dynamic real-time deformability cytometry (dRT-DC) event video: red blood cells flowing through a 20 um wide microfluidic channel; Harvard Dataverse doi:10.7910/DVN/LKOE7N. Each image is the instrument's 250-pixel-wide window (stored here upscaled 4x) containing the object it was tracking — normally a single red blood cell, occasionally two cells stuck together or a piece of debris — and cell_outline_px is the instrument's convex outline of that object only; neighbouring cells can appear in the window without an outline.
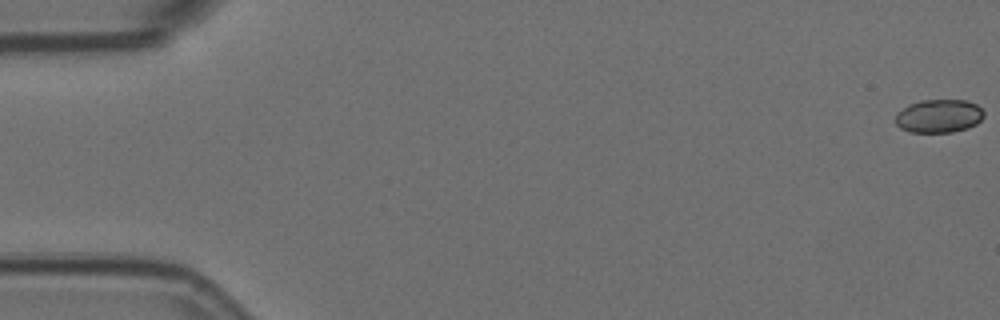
{"species": "Egyptian fruit bat (a non-hibernating species)", "species_latin": "Rousettus aegyptiacus", "temperature_condition": "room temperature", "stored_images_in_passage": 23, "camera_frame_rate_fps": 3000, "um_per_image_px": 0.085, "animal": {"sex": "female"}, "frame": {"image": 1, "passage_image": 1, "time_ms": 0.0, "image_size_px": [1000, 320], "cell_outline_px": [[984, 116], [976, 124], [968, 128], [952, 132], [912, 132], [900, 128], [896, 124], [896, 112], [920, 100], [964, 100], [976, 104], [984, 112]], "centroid_in_image_um": [79.81, 9.86], "position_along_channel_um": 5.2, "area_um2": 17.05}}
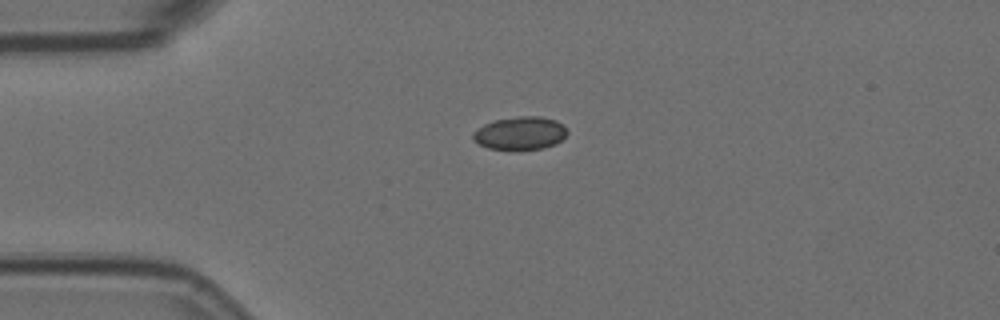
{"frame": {"image": 2, "passage_image": 15, "time_ms": 4.667, "image_size_px": [1000, 320], "cell_outline_px": [[568, 132], [556, 144], [540, 148], [516, 152], [488, 148], [472, 140], [472, 132], [484, 124], [496, 120], [520, 116], [540, 116], [556, 120], [564, 124]], "centroid_in_image_um": [44.2, 11.35], "position_along_channel_um": 40.8, "area_um2": 18.55}}
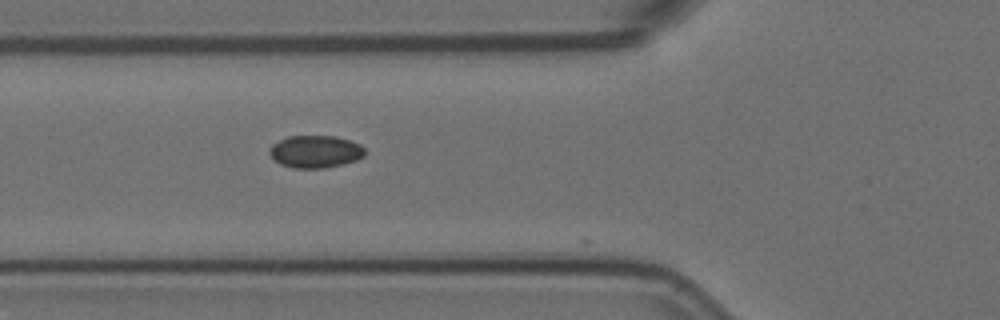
{"frame": {"image": 3, "passage_image": 22, "time_ms": 7.0, "image_size_px": [1000, 320], "cell_outline_px": [[364, 156], [356, 160], [324, 168], [292, 168], [280, 164], [268, 152], [268, 148], [272, 144], [288, 136], [336, 136], [360, 144], [364, 148]], "centroid_in_image_um": [26.78, 12.88], "position_along_channel_um": 99.0, "area_um2": 17.92}}